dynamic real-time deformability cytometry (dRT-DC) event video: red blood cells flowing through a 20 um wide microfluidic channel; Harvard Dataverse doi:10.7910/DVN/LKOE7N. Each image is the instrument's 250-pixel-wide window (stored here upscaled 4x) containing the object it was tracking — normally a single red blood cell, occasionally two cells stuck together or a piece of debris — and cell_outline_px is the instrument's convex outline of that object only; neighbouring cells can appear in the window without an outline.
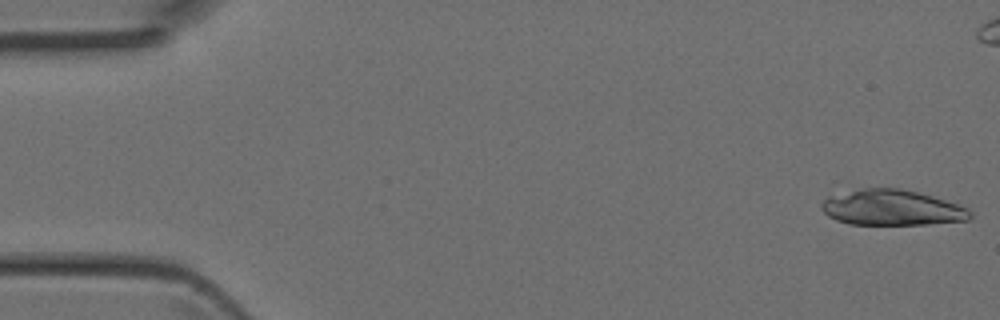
{"species": "Egyptian fruit bat (a non-hibernating species)", "species_latin": "Rousettus aegyptiacus", "temperature_condition": "room temperature", "stored_images_in_passage": 13, "camera_frame_rate_fps": 3000, "um_per_image_px": 0.085, "animal": {"sex": "female"}, "frame": {"image": 1, "passage_image": 1, "time_ms": 0.0, "image_size_px": [1000, 320], "cell_outline_px": [[972, 216], [968, 220], [924, 224], [848, 224], [836, 220], [828, 216], [820, 208], [820, 204], [828, 196], [864, 188], [900, 188], [932, 196], [968, 208], [972, 212]], "centroid_in_image_um": [75.78, 17.65], "position_along_channel_um": 9.2, "area_um2": 30.58}}